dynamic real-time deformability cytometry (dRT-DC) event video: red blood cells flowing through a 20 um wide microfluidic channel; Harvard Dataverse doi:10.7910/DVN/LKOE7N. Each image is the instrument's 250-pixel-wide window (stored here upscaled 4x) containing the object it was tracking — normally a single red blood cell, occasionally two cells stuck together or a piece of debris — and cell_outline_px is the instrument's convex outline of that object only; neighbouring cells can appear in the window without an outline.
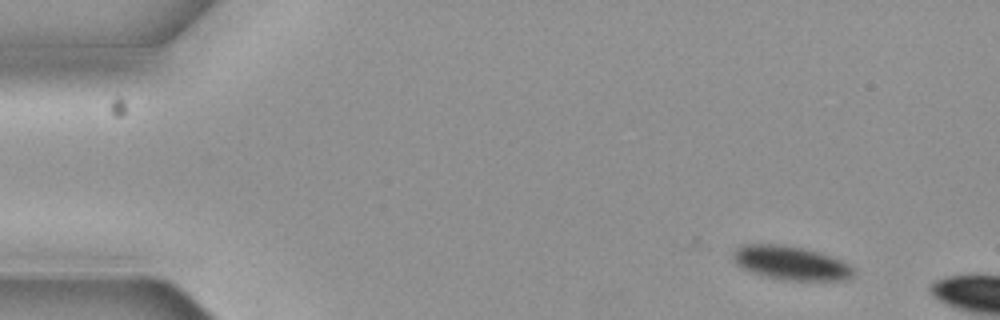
{"species": "common noctule bat (a hibernating species)", "species_latin": "Nyctalus noctula", "temperature_condition": "cold", "stored_images_in_passage": 3, "camera_frame_rate_fps": 3000, "um_per_image_px": 0.085, "animal": {"sex": "female", "body_mass_g": 19.3, "forearm_length_mm": 54.1}, "frame": {"image": 1, "passage_image": 1, "time_ms": 0.0, "image_size_px": [1000, 320], "cell_outline_px": [[856, 276], [844, 280], [784, 280], [764, 276], [740, 268], [732, 260], [732, 252], [736, 248], [744, 244], [776, 244], [800, 248], [820, 252], [844, 260], [856, 272]], "centroid_in_image_um": [67.22, 22.36], "position_along_channel_um": 17.8, "area_um2": 23.99}}